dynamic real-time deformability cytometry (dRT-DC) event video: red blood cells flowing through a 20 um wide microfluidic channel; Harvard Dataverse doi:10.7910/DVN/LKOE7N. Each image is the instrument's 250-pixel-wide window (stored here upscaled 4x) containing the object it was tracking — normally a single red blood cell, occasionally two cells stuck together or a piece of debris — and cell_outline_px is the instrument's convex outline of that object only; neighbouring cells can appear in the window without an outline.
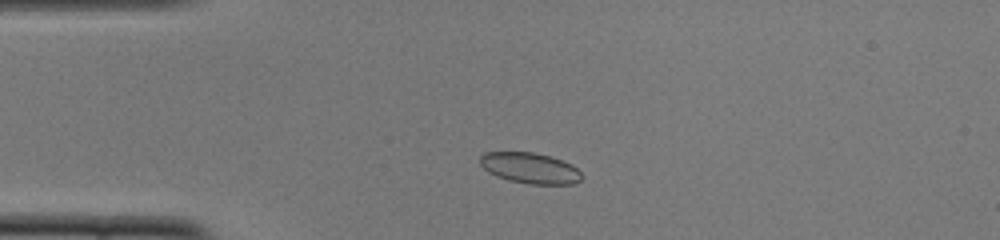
{"species": "common noctule bat (a hibernating species)", "species_latin": "Nyctalus noctula", "temperature_condition": "cold", "stored_images_in_passage": 42, "camera_frame_rate_fps": 3000, "um_per_image_px": 0.085, "animal": {"sex": "female", "body_mass_g": 22.0, "forearm_length_mm": 56.7}, "frame": {"image": 1, "passage_image": 3, "time_ms": 0.667, "image_size_px": [1000, 240], "cell_outline_px": [[584, 176], [580, 180], [572, 184], [528, 184], [508, 180], [496, 176], [488, 172], [480, 164], [480, 156], [484, 152], [532, 152], [548, 156], [572, 164]], "centroid_in_image_um": [45.04, 14.29], "position_along_channel_um": 40.0, "area_um2": 18.21}}
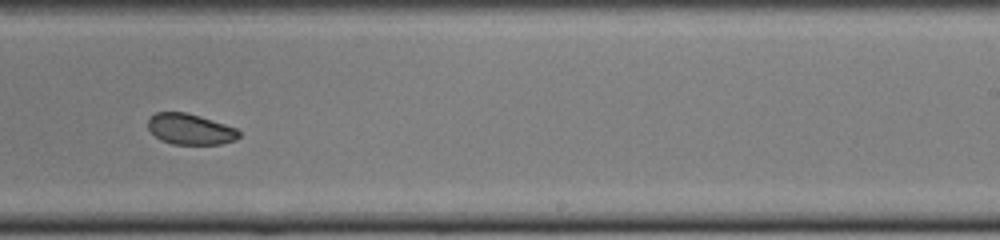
{"frame": {"image": 2, "passage_image": 23, "time_ms": 7.333, "image_size_px": [1000, 240], "cell_outline_px": [[240, 136], [236, 140], [220, 144], [172, 144], [160, 140], [148, 128], [148, 120], [156, 112], [184, 112], [200, 116], [236, 128], [240, 132]], "centroid_in_image_um": [16.18, 10.98], "position_along_channel_um": 272.8, "area_um2": 16.24}}
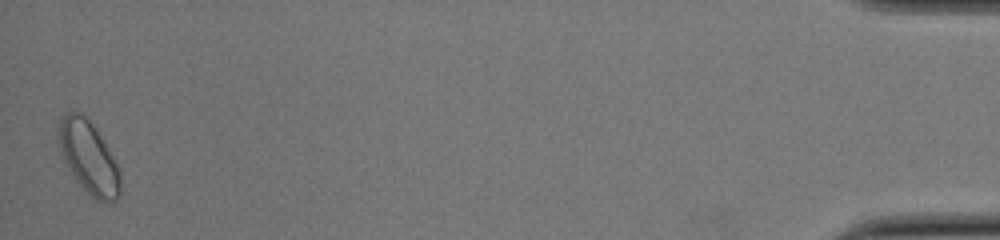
{"frame": {"image": 3, "passage_image": 42, "time_ms": 13.667, "image_size_px": [1000, 240], "cell_outline_px": [[120, 196], [116, 200], [108, 204], [96, 200], [76, 180], [60, 152], [56, 132], [60, 116], [68, 112], [80, 112], [92, 124], [100, 136], [112, 156], [120, 172]], "centroid_in_image_um": [7.51, 13.38], "position_along_channel_um": 427.7, "area_um2": 25.89}, "authors_computed_cell_mechanics": {"area_um2": 17.6868, "velocity_mm_per_s": 3.8622, "shape_relaxation_time_tau1_ms": 3.969, "shape_relaxation_time_tau2_ms": null, "deformation_change_tau1": 0.0574, "deformation_change_tau2": null}}